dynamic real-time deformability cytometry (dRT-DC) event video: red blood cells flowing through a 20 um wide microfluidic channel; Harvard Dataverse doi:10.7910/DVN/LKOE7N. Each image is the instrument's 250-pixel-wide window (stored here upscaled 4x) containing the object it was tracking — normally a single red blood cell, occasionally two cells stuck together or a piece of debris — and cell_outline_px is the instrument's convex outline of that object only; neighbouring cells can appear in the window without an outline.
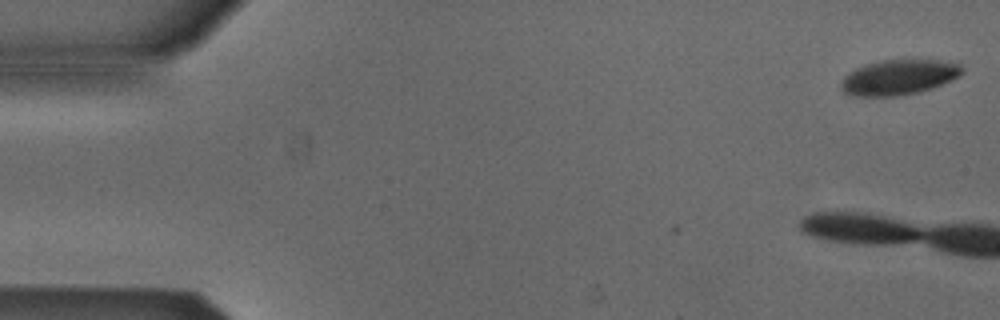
{"species": "Egyptian fruit bat (a non-hibernating species)", "species_latin": "Rousettus aegyptiacus", "temperature_condition": "cold", "stored_images_in_passage": 5, "camera_frame_rate_fps": 3000, "um_per_image_px": 0.085, "animal": {"sex": "male"}, "frame": {"image": 1, "passage_image": 1, "time_ms": 0.0, "image_size_px": [1000, 320], "cell_outline_px": [[964, 72], [960, 76], [952, 80], [932, 88], [916, 92], [892, 96], [856, 96], [844, 92], [840, 88], [840, 80], [848, 72], [864, 64], [880, 60], [904, 56], [936, 60], [960, 64], [964, 68]], "centroid_in_image_um": [76.4, 6.51], "position_along_channel_um": 8.6, "area_um2": 25.66}}